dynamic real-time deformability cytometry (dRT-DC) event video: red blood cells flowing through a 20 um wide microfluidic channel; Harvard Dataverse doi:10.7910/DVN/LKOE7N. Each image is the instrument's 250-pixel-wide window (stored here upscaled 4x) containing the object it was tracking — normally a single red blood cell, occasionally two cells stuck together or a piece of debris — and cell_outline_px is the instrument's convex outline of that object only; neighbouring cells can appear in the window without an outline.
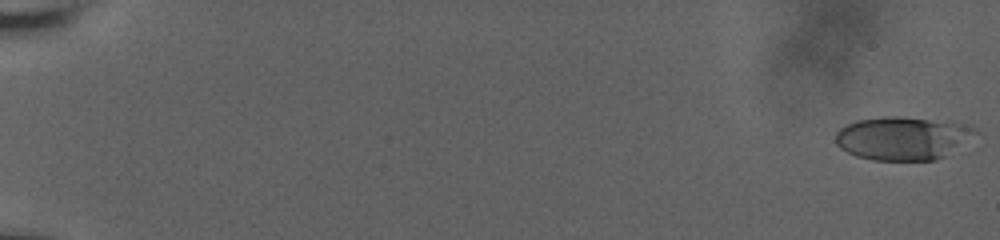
{"species": "human", "species_latin": "Homo sapiens", "temperature_condition": "room temperature", "stored_images_in_passage": 60, "camera_frame_rate_fps": 3000, "um_per_image_px": 0.085, "donor": {"sex": "male"}, "frame": {"image": 1, "passage_image": 1, "time_ms": 0.0, "image_size_px": [1000, 240], "cell_outline_px": [[976, 132], [944, 156], [936, 160], [872, 160], [856, 156], [840, 148], [836, 144], [836, 132], [840, 128], [856, 120], [884, 116], [900, 116], [960, 124], [972, 128]], "centroid_in_image_um": [76.6, 11.75], "position_along_channel_um": 8.4, "area_um2": 34.39}}
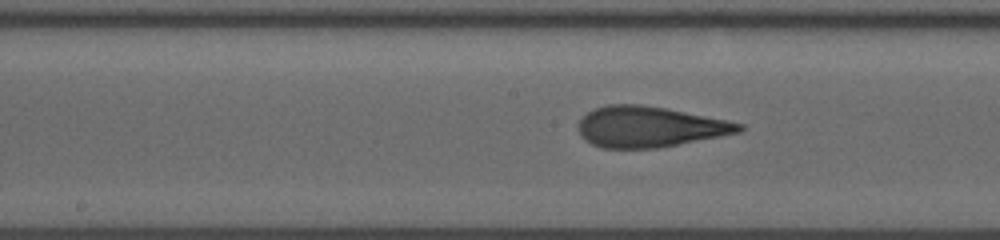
{"frame": {"image": 2, "passage_image": 34, "time_ms": 11.0, "image_size_px": [1000, 240], "cell_outline_px": [[744, 128], [740, 132], [720, 136], [656, 148], [604, 148], [592, 144], [584, 140], [580, 136], [576, 124], [588, 112], [596, 108], [608, 104], [640, 104], [668, 108], [744, 124]], "centroid_in_image_um": [55.16, 10.77], "position_along_channel_um": 193.0, "area_um2": 38.03}}
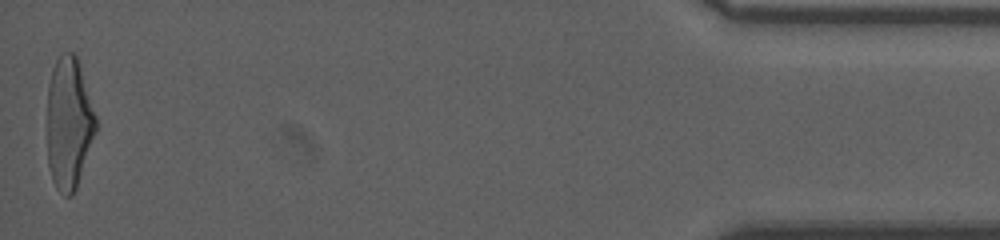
{"frame": {"image": 3, "passage_image": 60, "time_ms": 19.667, "image_size_px": [1000, 240], "cell_outline_px": [[96, 132], [76, 188], [72, 196], [64, 196], [56, 188], [52, 180], [48, 164], [48, 84], [52, 68], [60, 52], [72, 52], [76, 56], [96, 116]], "centroid_in_image_um": [5.84, 10.48], "position_along_channel_um": 429.4, "area_um2": 37.22}, "authors_computed_cell_mechanics": {"area_um2": 36.992, "velocity_mm_per_s": 3.6802, "shape_relaxation_time_tau1_ms": 4.6397, "shape_relaxation_time_tau2_ms": 1.122, "deformation_change_tau1": 0.2186, "deformation_change_tau2": 0.1144}}